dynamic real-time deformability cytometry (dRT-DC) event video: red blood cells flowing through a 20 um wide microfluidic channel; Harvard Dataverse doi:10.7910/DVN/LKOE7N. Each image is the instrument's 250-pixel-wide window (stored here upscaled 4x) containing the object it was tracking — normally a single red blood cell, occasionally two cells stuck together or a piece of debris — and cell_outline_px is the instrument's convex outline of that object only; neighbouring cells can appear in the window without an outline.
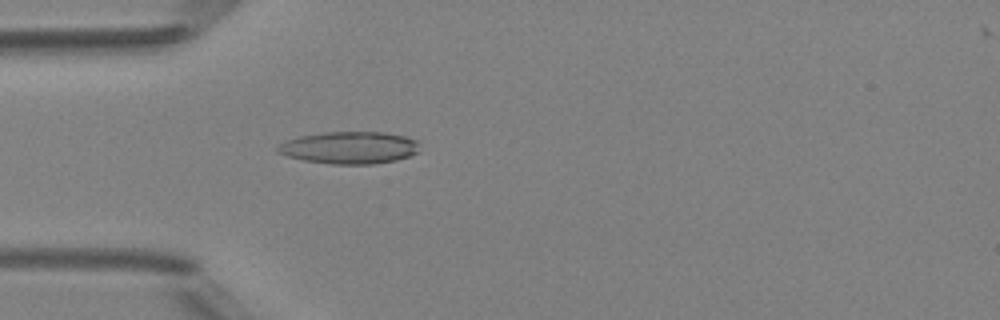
{"species": "Egyptian fruit bat (a non-hibernating species)", "species_latin": "Rousettus aegyptiacus", "temperature_condition": "room temperature", "stored_images_in_passage": 42, "camera_frame_rate_fps": 3000, "um_per_image_px": 0.085, "animal": {"sex": "female"}, "frame": {"image": 1, "passage_image": 8, "time_ms": 2.333, "image_size_px": [1000, 320], "cell_outline_px": [[420, 152], [396, 160], [372, 164], [332, 164], [304, 160], [288, 156], [276, 152], [276, 148], [280, 144], [288, 140], [300, 136], [324, 132], [384, 132], [404, 136], [420, 140]], "centroid_in_image_um": [29.76, 12.55], "position_along_channel_um": 55.2, "area_um2": 26.76}}
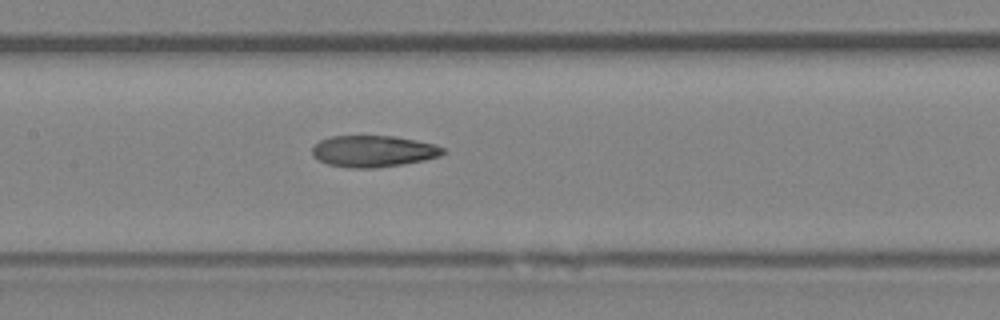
{"frame": {"image": 2, "passage_image": 17, "time_ms": 5.333, "image_size_px": [1000, 320], "cell_outline_px": [[448, 152], [440, 156], [424, 160], [400, 164], [372, 168], [352, 168], [328, 164], [312, 156], [312, 148], [320, 140], [328, 136], [396, 136], [436, 144], [444, 148]], "centroid_in_image_um": [31.76, 12.84], "position_along_channel_um": 175.6, "area_um2": 24.04}}
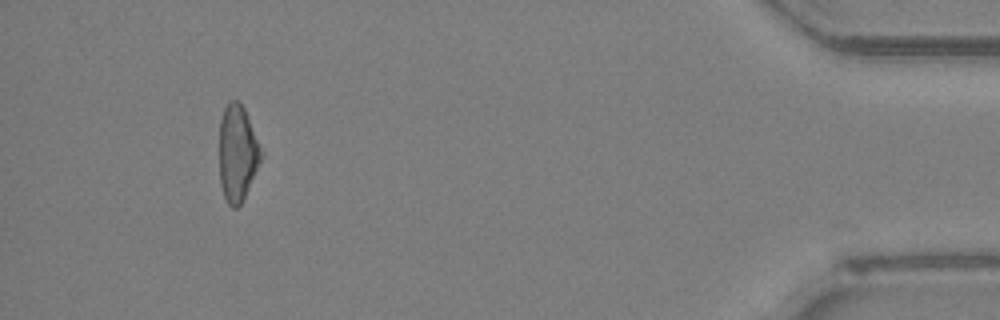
{"frame": {"image": 3, "passage_image": 39, "time_ms": 12.667, "image_size_px": [1000, 320], "cell_outline_px": [[264, 156], [244, 200], [236, 208], [232, 208], [224, 200], [220, 184], [220, 120], [224, 108], [232, 100], [236, 100], [244, 108], [264, 152]], "centroid_in_image_um": [20.21, 13.08], "position_along_channel_um": 415.0, "area_um2": 23.87}, "authors_computed_cell_mechanics": {"area_um2": 23.987, "velocity_mm_per_s": 4.2199, "shape_relaxation_time_tau1_ms": null, "shape_relaxation_time_tau2_ms": 3.8456, "deformation_change_tau1": null, "deformation_change_tau2": 0.1444}}